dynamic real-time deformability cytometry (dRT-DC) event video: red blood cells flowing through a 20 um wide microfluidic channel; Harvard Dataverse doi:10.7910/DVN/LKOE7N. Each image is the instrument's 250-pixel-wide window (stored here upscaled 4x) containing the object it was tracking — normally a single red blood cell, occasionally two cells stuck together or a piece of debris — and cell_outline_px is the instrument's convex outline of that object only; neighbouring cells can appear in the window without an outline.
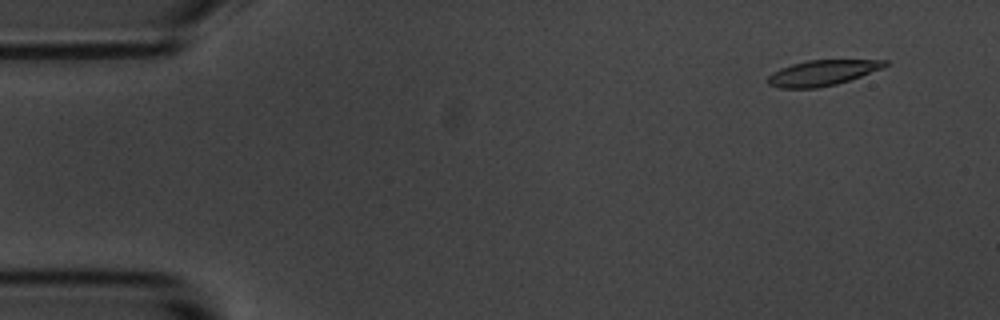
{"species": "common noctule bat (a hibernating species)", "species_latin": "Nyctalus noctula", "temperature_condition": "room temperature", "stored_images_in_passage": 9, "camera_frame_rate_fps": 3000, "um_per_image_px": 0.085, "animal": {"sex": "male", "body_mass_g": 20.1, "forearm_length_mm": 53.5}, "frame": {"image": 1, "passage_image": 2, "time_ms": 1.333, "image_size_px": [1000, 320], "cell_outline_px": [[888, 64], [884, 68], [836, 84], [816, 88], [780, 88], [768, 84], [768, 76], [780, 68], [792, 64], [808, 60], [888, 60]], "centroid_in_image_um": [69.9, 6.19], "position_along_channel_um": 15.1, "area_um2": 17.22}}
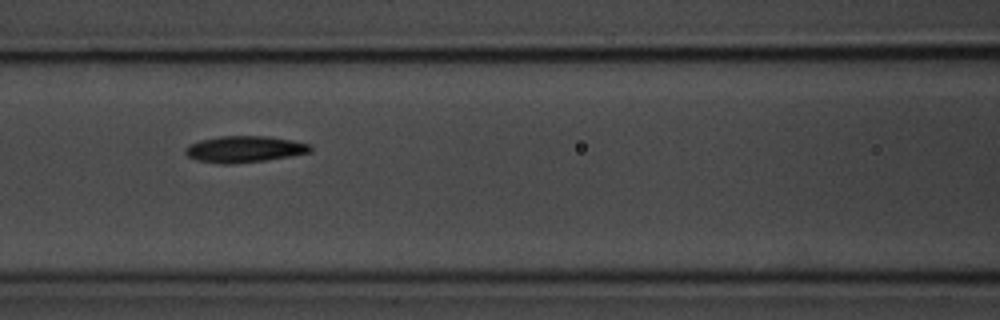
{"frame": {"image": 2, "passage_image": 8, "time_ms": 8.0, "image_size_px": [1000, 320], "cell_outline_px": [[312, 152], [264, 160], [232, 164], [220, 164], [196, 160], [188, 156], [184, 152], [184, 148], [188, 144], [200, 140], [220, 136], [268, 136], [292, 140], [312, 144]], "centroid_in_image_um": [20.76, 12.67], "position_along_channel_um": 145.8, "area_um2": 19.36}}
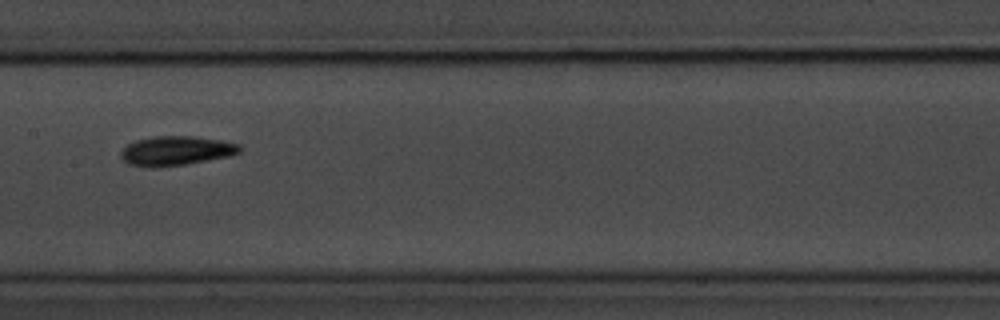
{"frame": {"image": 3, "passage_image": 9, "time_ms": 9.333, "image_size_px": [1000, 320], "cell_outline_px": [[240, 152], [228, 156], [208, 160], [184, 164], [152, 168], [128, 164], [120, 156], [120, 152], [128, 144], [136, 140], [156, 136], [192, 136], [220, 140], [240, 144]], "centroid_in_image_um": [14.94, 12.82], "position_along_channel_um": 192.5, "area_um2": 20.17}}